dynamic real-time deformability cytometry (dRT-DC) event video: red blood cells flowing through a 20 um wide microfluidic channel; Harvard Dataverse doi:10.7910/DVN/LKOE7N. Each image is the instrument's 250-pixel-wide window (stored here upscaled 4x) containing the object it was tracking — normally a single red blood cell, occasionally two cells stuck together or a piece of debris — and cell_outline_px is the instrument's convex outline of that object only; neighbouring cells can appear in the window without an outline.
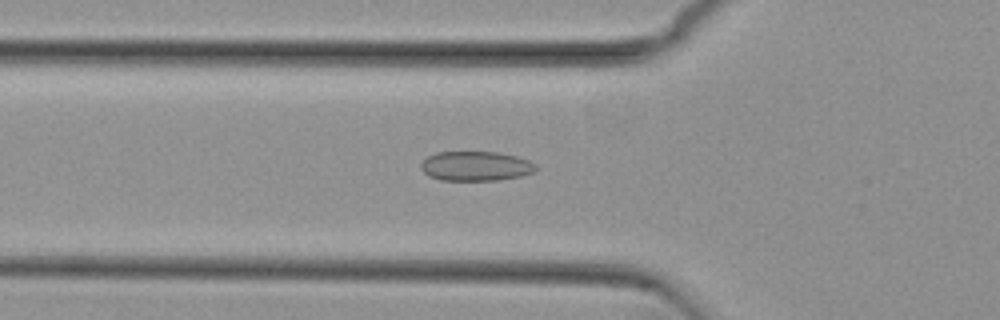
{"species": "common noctule bat (a hibernating species)", "species_latin": "Nyctalus noctula", "temperature_condition": "cold", "stored_images_in_passage": 54, "camera_frame_rate_fps": 3000, "um_per_image_px": 0.085, "animal": {"sex": "female", "body_mass_g": 29.2, "forearm_length_mm": 56.3}, "frame": {"image": 1, "passage_image": 19, "time_ms": 6.0, "image_size_px": [1000, 320], "cell_outline_px": [[536, 172], [520, 176], [496, 180], [440, 180], [428, 176], [420, 168], [420, 164], [428, 156], [436, 152], [496, 152], [516, 156], [528, 160], [536, 164]], "centroid_in_image_um": [40.43, 14.12], "position_along_channel_um": 85.4, "area_um2": 19.83}}
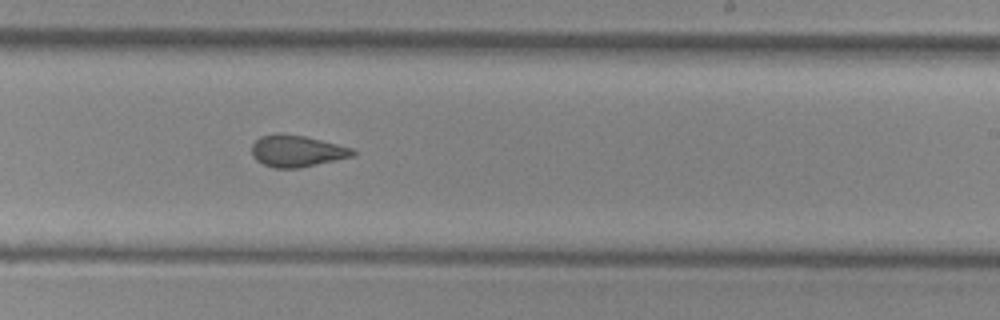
{"frame": {"image": 2, "passage_image": 33, "time_ms": 10.667, "image_size_px": [1000, 320], "cell_outline_px": [[356, 156], [300, 168], [272, 168], [256, 160], [252, 156], [252, 144], [260, 136], [276, 132], [280, 132], [304, 136], [352, 148], [356, 152]], "centroid_in_image_um": [25.22, 12.83], "position_along_channel_um": 263.8, "area_um2": 18.84}}
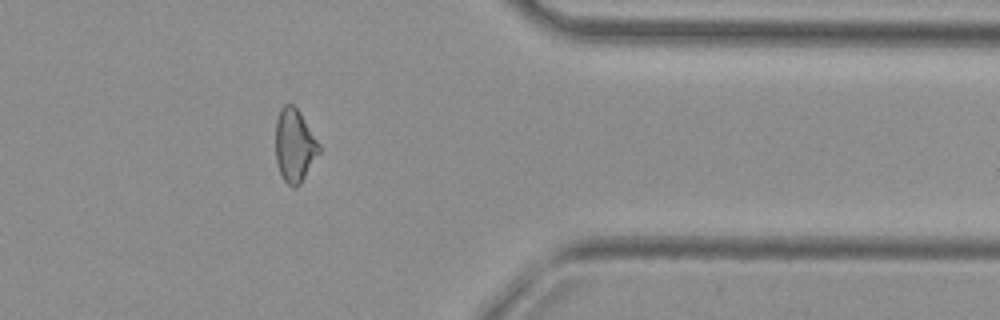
{"frame": {"image": 3, "passage_image": 44, "time_ms": 14.333, "image_size_px": [1000, 320], "cell_outline_px": [[320, 152], [300, 184], [296, 188], [292, 188], [284, 180], [280, 172], [276, 160], [276, 120], [280, 108], [284, 104], [292, 104], [300, 112], [320, 144]], "centroid_in_image_um": [25.04, 12.36], "position_along_channel_um": 386.4, "area_um2": 18.5}, "authors_computed_cell_mechanics": {"area_um2": 19.5942, "velocity_mm_per_s": 3.8089, "shape_relaxation_time_tau1_ms": null, "shape_relaxation_time_tau2_ms": 1.9575, "deformation_change_tau1": null, "deformation_change_tau2": 0.086}}